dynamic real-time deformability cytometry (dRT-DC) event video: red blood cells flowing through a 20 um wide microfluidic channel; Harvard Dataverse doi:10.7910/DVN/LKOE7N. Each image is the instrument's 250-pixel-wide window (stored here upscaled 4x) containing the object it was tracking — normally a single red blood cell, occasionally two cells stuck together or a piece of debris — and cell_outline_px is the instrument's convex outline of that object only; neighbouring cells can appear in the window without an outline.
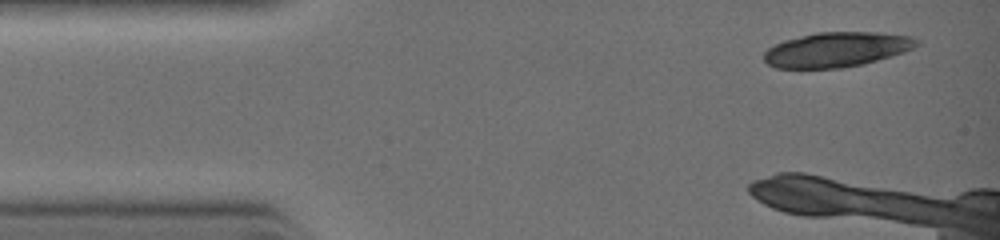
{"species": "common noctule bat (a hibernating species)", "species_latin": "Nyctalus noctula", "temperature_condition": "warm", "stored_images_in_passage": 6, "camera_frame_rate_fps": 3000, "um_per_image_px": 0.085, "animal": {"sex": "female", "body_mass_g": 19.0, "forearm_length_mm": 51.5}, "frame": {"image": 1, "passage_image": 1, "time_ms": 0.0, "image_size_px": [1000, 240], "cell_outline_px": [[920, 44], [904, 52], [892, 56], [864, 64], [844, 68], [776, 68], [768, 64], [764, 60], [764, 52], [768, 48], [784, 40], [816, 32], [880, 32], [912, 36], [920, 40]], "centroid_in_image_um": [71.15, 4.21], "position_along_channel_um": 13.8, "area_um2": 31.21}}